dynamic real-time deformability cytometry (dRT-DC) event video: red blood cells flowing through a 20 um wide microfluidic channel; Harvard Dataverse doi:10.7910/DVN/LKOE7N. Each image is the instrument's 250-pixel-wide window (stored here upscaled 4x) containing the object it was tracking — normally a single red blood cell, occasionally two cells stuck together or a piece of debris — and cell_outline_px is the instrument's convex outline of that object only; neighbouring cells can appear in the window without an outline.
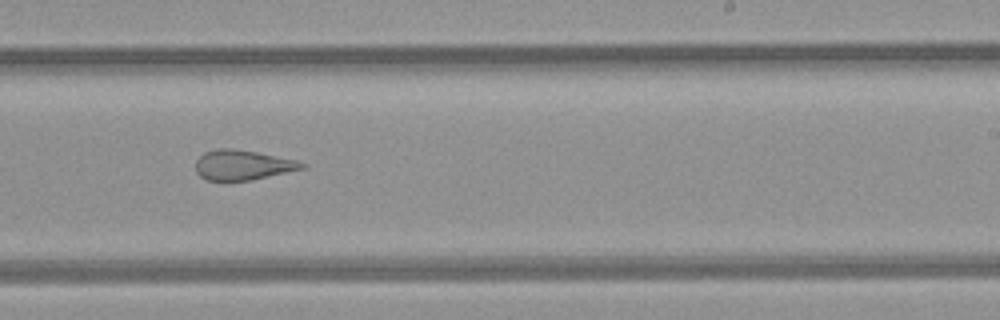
{"species": "common noctule bat (a hibernating species)", "species_latin": "Nyctalus noctula", "temperature_condition": "room temperature", "stored_images_in_passage": 8, "camera_frame_rate_fps": 3000, "um_per_image_px": 0.085, "animal": {"sex": "female", "body_mass_g": 21.9}, "frame": {"image": 1, "passage_image": 7, "time_ms": 8.0, "image_size_px": [1000, 320], "cell_outline_px": [[304, 168], [252, 180], [204, 180], [196, 172], [196, 160], [204, 152], [220, 148], [232, 148], [256, 152], [296, 160], [304, 164]], "centroid_in_image_um": [20.57, 14.02], "position_along_channel_um": 268.4, "area_um2": 18.32}}
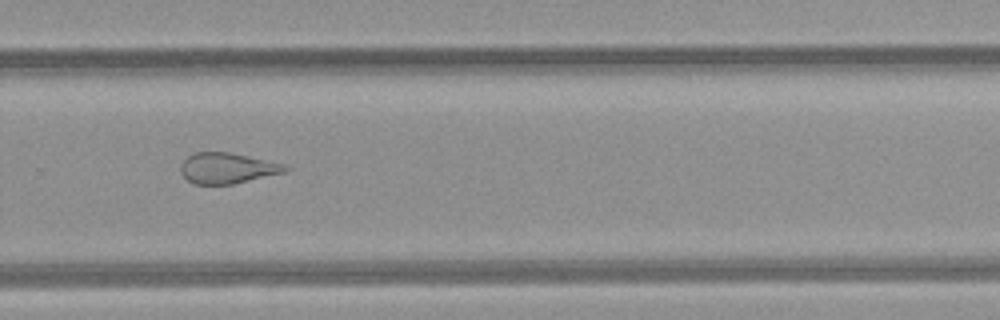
{"frame": {"image": 2, "passage_image": 8, "time_ms": 9.0, "image_size_px": [1000, 320], "cell_outline_px": [[292, 168], [288, 172], [232, 184], [192, 184], [180, 172], [180, 164], [188, 156], [196, 152], [228, 152], [288, 164]], "centroid_in_image_um": [19.38, 14.29], "position_along_channel_um": 310.4, "area_um2": 18.96}}